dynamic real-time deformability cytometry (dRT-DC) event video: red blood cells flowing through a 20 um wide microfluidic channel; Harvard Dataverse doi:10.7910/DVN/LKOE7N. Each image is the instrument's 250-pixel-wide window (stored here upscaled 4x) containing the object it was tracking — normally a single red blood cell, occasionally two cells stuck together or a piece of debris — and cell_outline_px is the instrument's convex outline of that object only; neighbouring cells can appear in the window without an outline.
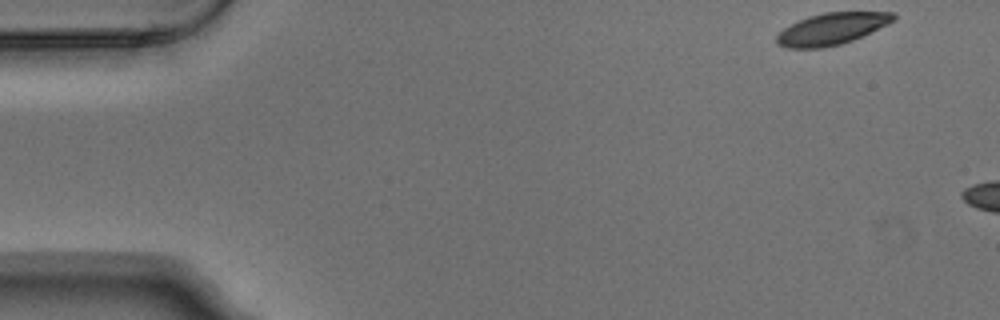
{"species": "Egyptian fruit bat (a non-hibernating species)", "species_latin": "Rousettus aegyptiacus", "temperature_condition": "warm", "stored_images_in_passage": 2, "camera_frame_rate_fps": 3000, "um_per_image_px": 0.085, "animal": {"sex": "male"}, "frame": {"image": 1, "passage_image": 1, "time_ms": 0.0, "image_size_px": [1000, 320], "cell_outline_px": [[896, 20], [888, 24], [852, 40], [840, 44], [820, 48], [788, 48], [776, 44], [776, 36], [784, 28], [808, 16], [824, 12], [892, 12], [896, 16]], "centroid_in_image_um": [70.69, 2.45], "position_along_channel_um": 14.3, "area_um2": 21.39}}